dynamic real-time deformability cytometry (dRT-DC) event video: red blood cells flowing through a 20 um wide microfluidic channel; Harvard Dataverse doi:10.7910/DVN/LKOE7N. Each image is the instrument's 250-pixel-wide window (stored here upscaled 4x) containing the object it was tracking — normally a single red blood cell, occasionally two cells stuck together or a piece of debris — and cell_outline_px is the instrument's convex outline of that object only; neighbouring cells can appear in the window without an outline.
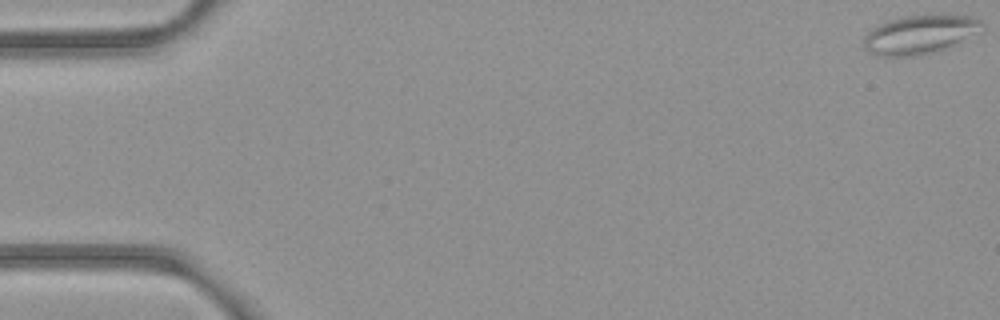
{"species": "common noctule bat (a hibernating species)", "species_latin": "Nyctalus noctula", "temperature_condition": "room temperature", "stored_images_in_passage": 54, "camera_frame_rate_fps": 3000, "um_per_image_px": 0.085, "animal": {"sex": "female", "body_mass_g": 21.9}, "frame": {"image": 1, "passage_image": 1, "time_ms": 0.0, "image_size_px": [1000, 320], "cell_outline_px": [[984, 24], [952, 44], [920, 56], [880, 56], [864, 48], [864, 36], [872, 28], [888, 20], [908, 16], [968, 16], [984, 20]], "centroid_in_image_um": [78.05, 2.94], "position_along_channel_um": 6.9, "area_um2": 25.37}}
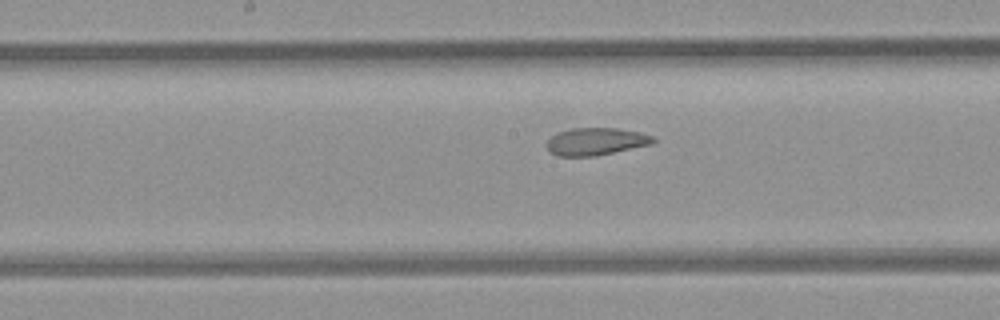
{"frame": {"image": 2, "passage_image": 28, "time_ms": 9.0, "image_size_px": [1000, 320], "cell_outline_px": [[656, 140], [652, 144], [596, 156], [556, 156], [548, 148], [548, 140], [552, 136], [560, 132], [572, 128], [616, 128], [640, 132], [652, 136]], "centroid_in_image_um": [50.68, 12.03], "position_along_channel_um": 197.5, "area_um2": 16.82}}
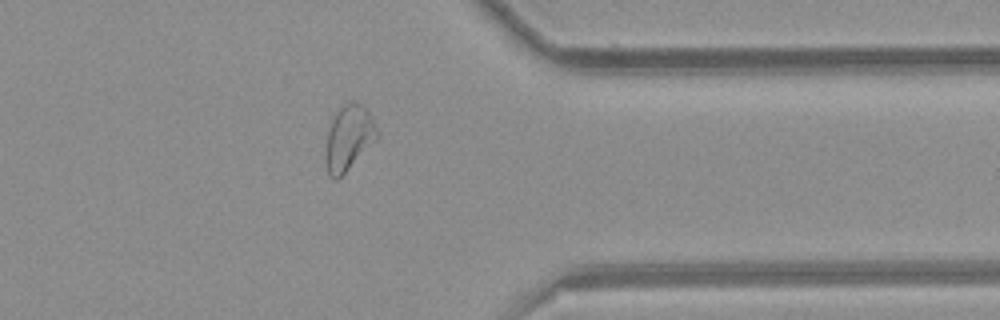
{"frame": {"image": 3, "passage_image": 43, "time_ms": 14.0, "image_size_px": [1000, 320], "cell_outline_px": [[380, 136], [336, 180], [332, 180], [328, 176], [324, 160], [324, 156], [328, 132], [332, 120], [336, 112], [348, 100], [352, 100], [360, 104], [368, 112]], "centroid_in_image_um": [29.6, 11.73], "position_along_channel_um": 381.8, "area_um2": 19.31}, "authors_computed_cell_mechanics": {"area_um2": 21.4727, "velocity_mm_per_s": 3.909, "shape_relaxation_time_tau1_ms": null, "shape_relaxation_time_tau2_ms": 1.6195, "deformation_change_tau1": null, "deformation_change_tau2": 0.0788}}